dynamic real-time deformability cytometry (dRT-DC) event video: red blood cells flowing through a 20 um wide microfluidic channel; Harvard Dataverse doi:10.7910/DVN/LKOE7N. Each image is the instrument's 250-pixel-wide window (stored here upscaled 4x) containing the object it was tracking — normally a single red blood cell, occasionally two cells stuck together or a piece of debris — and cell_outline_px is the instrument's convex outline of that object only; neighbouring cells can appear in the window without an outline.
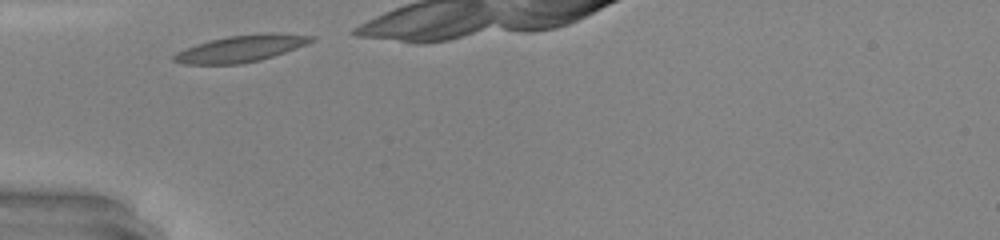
{"species": "common noctule bat (a hibernating species)", "species_latin": "Nyctalus noctula", "temperature_condition": "warm", "stored_images_in_passage": 6, "camera_frame_rate_fps": 3000, "um_per_image_px": 0.085, "animal": {"sex": "male", "body_mass_g": 20.0, "forearm_length_mm": 53.3}, "frame": {"image": 1, "passage_image": 1, "time_ms": 0.0, "image_size_px": [1000, 240], "cell_outline_px": [[312, 40], [304, 44], [284, 52], [260, 60], [236, 64], [184, 64], [172, 60], [172, 56], [176, 52], [212, 40], [228, 36], [268, 32], [272, 32], [312, 36]], "centroid_in_image_um": [20.44, 4.13], "position_along_channel_um": 64.6, "area_um2": 20.75}}
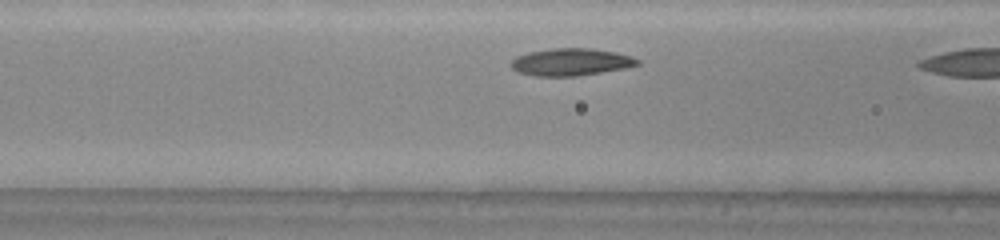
{"frame": {"image": 2, "passage_image": 5, "time_ms": 1.333, "image_size_px": [1000, 240], "cell_outline_px": [[640, 64], [624, 68], [576, 76], [536, 76], [516, 72], [512, 68], [512, 60], [516, 56], [528, 52], [552, 48], [592, 48], [616, 52], [640, 60]], "centroid_in_image_um": [48.5, 5.27], "position_along_channel_um": 118.1, "area_um2": 20.0}}